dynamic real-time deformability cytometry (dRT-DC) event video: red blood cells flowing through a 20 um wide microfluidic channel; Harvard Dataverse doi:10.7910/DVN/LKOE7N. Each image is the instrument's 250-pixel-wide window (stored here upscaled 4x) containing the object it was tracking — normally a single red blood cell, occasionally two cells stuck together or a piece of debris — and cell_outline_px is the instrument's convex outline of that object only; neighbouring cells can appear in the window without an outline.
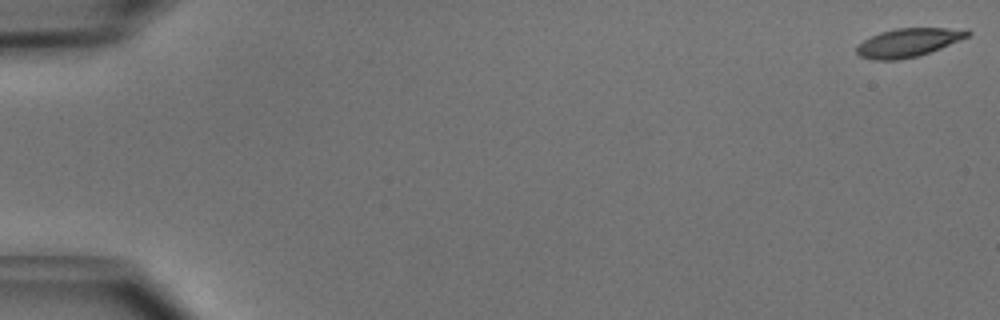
{"species": "common noctule bat (a hibernating species)", "species_latin": "Nyctalus noctula", "temperature_condition": "cold", "stored_images_in_passage": 51, "camera_frame_rate_fps": 3000, "um_per_image_px": 0.085, "animal": {"sex": "male", "body_mass_g": 15.6}, "frame": {"image": 1, "passage_image": 1, "time_ms": 0.0, "image_size_px": [1000, 320], "cell_outline_px": [[972, 32], [968, 36], [940, 48], [916, 56], [896, 60], [872, 60], [860, 56], [856, 52], [856, 48], [864, 40], [880, 32], [896, 28], [968, 28]], "centroid_in_image_um": [77.21, 3.6], "position_along_channel_um": 7.8, "area_um2": 18.26}}
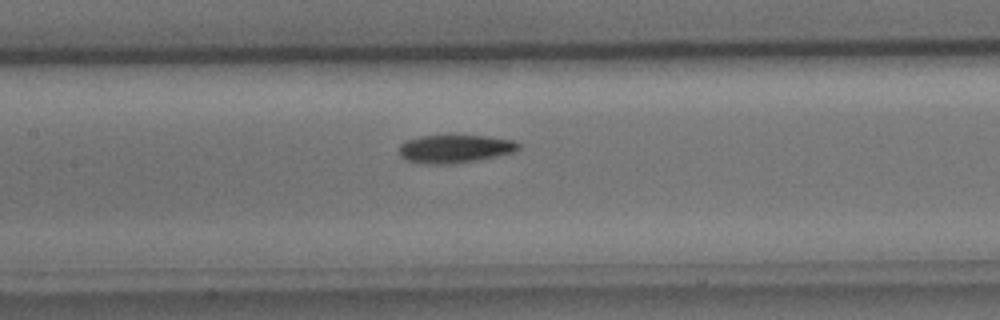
{"frame": {"image": 2, "passage_image": 25, "time_ms": 8.0, "image_size_px": [1000, 320], "cell_outline_px": [[520, 148], [512, 152], [456, 164], [424, 164], [404, 160], [400, 156], [400, 144], [404, 140], [420, 136], [488, 136], [512, 140], [520, 144]], "centroid_in_image_um": [38.6, 12.65], "position_along_channel_um": 168.8, "area_um2": 19.48}}
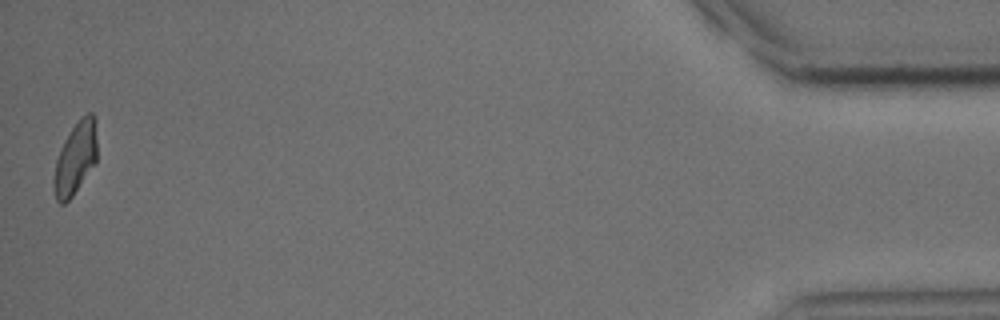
{"frame": {"image": 3, "passage_image": 51, "time_ms": 16.667, "image_size_px": [1000, 320], "cell_outline_px": [[96, 164], [72, 196], [64, 204], [60, 204], [56, 200], [52, 180], [56, 160], [60, 148], [64, 140], [72, 128], [88, 112], [92, 112], [96, 116]], "centroid_in_image_um": [6.41, 13.47], "position_along_channel_um": 428.8, "area_um2": 18.32}, "authors_computed_cell_mechanics": {"area_um2": 19.363, "velocity_mm_per_s": 3.9705, "shape_relaxation_time_tau1_ms": 3.7569, "shape_relaxation_time_tau2_ms": 3.183, "deformation_change_tau1": 0.1355, "deformation_change_tau2": 0.0755}}